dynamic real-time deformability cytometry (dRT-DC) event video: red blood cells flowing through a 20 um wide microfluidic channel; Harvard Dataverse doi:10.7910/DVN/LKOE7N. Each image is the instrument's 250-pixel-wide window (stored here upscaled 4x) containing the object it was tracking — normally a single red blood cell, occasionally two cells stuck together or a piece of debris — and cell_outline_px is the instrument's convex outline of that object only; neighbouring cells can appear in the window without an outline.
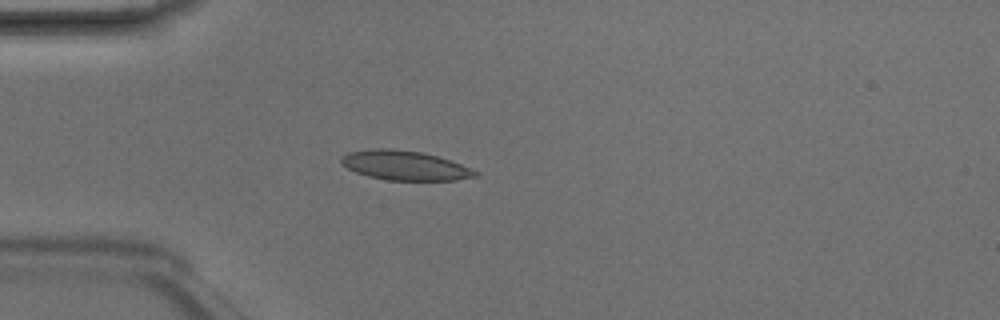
{"species": "Egyptian fruit bat (a non-hibernating species)", "species_latin": "Rousettus aegyptiacus", "temperature_condition": "room temperature", "stored_images_in_passage": 4, "camera_frame_rate_fps": 3000, "um_per_image_px": 0.085, "animal": {"sex": "male"}, "frame": {"image": 1, "passage_image": 4, "time_ms": 1.0, "image_size_px": [1000, 320], "cell_outline_px": [[480, 176], [456, 180], [388, 180], [368, 176], [356, 172], [340, 164], [340, 156], [348, 152], [376, 148], [392, 148], [420, 152], [436, 156], [460, 164], [480, 172]], "centroid_in_image_um": [34.39, 14.06], "position_along_channel_um": 50.6, "area_um2": 23.0}}